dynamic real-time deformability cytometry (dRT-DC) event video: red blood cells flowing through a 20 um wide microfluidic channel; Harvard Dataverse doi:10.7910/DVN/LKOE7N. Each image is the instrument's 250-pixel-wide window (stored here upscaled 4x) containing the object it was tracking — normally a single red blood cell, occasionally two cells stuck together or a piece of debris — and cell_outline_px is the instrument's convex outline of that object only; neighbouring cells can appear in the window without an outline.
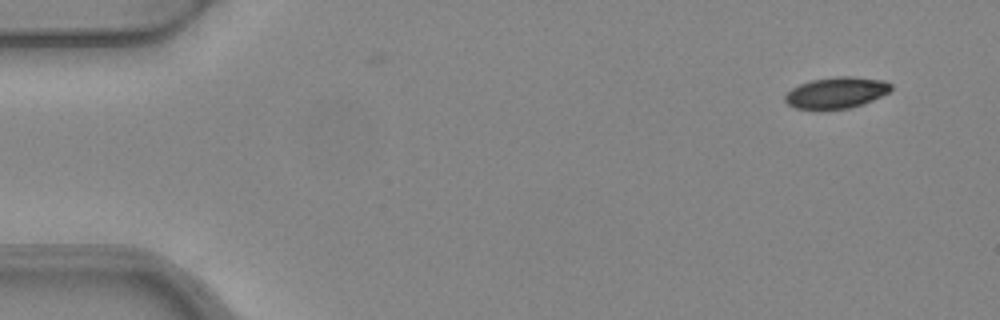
{"species": "common noctule bat (a hibernating species)", "species_latin": "Nyctalus noctula", "temperature_condition": "warm", "stored_images_in_passage": 5, "camera_frame_rate_fps": 3000, "um_per_image_px": 0.085, "animal": {"sex": "female", "body_mass_g": 24.6, "forearm_length_mm": 56.2}, "frame": {"image": 1, "passage_image": 1, "time_ms": 0.0, "image_size_px": [1000, 320], "cell_outline_px": [[892, 88], [888, 92], [864, 104], [852, 108], [796, 108], [788, 104], [784, 100], [784, 96], [792, 88], [800, 84], [812, 80], [836, 76], [852, 76], [884, 80], [892, 84]], "centroid_in_image_um": [71.11, 7.86], "position_along_channel_um": 13.9, "area_um2": 19.07}}
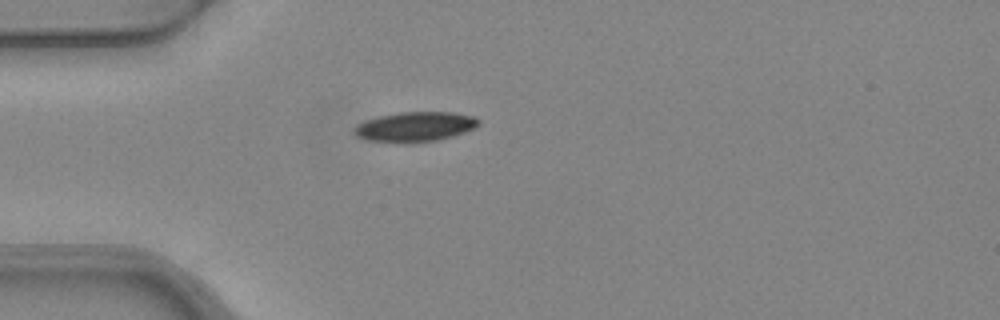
{"frame": {"image": 2, "passage_image": 4, "time_ms": 1.0, "image_size_px": [1000, 320], "cell_outline_px": [[480, 124], [476, 128], [452, 136], [436, 140], [408, 144], [368, 140], [356, 136], [352, 132], [352, 128], [356, 124], [380, 116], [400, 112], [452, 112], [476, 116], [480, 120]], "centroid_in_image_um": [35.29, 10.78], "position_along_channel_um": 49.7, "area_um2": 21.91}}